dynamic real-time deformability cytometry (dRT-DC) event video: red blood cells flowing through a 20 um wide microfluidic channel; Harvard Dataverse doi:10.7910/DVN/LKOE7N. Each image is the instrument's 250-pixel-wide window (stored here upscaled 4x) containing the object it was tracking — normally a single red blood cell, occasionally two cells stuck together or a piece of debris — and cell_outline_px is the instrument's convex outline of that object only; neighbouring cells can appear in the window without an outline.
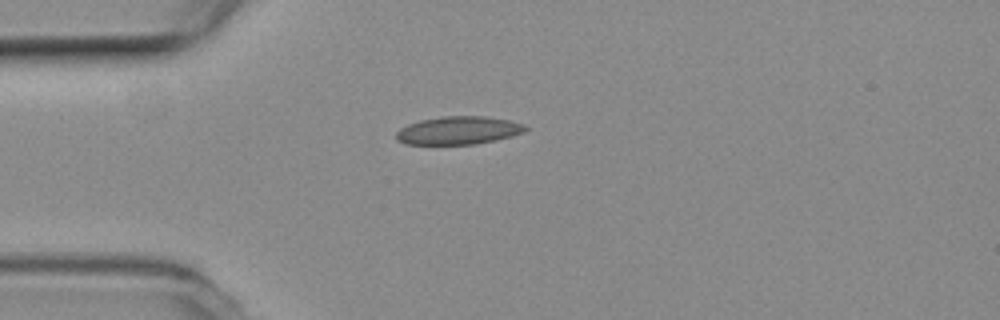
{"species": "common noctule bat (a hibernating species)", "species_latin": "Nyctalus noctula", "temperature_condition": "room temperature", "stored_images_in_passage": 3, "camera_frame_rate_fps": 3000, "um_per_image_px": 0.085, "animal": {"sex": "female", "body_mass_g": 19.3, "forearm_length_mm": 54.1}, "frame": {"image": 1, "passage_image": 1, "time_ms": 0.0, "image_size_px": [1000, 320], "cell_outline_px": [[528, 128], [524, 132], [512, 136], [496, 140], [476, 144], [408, 144], [396, 140], [396, 132], [400, 128], [408, 124], [420, 120], [444, 116], [484, 116], [508, 120], [524, 124]], "centroid_in_image_um": [38.97, 11.08], "position_along_channel_um": 46.0, "area_um2": 21.1}}
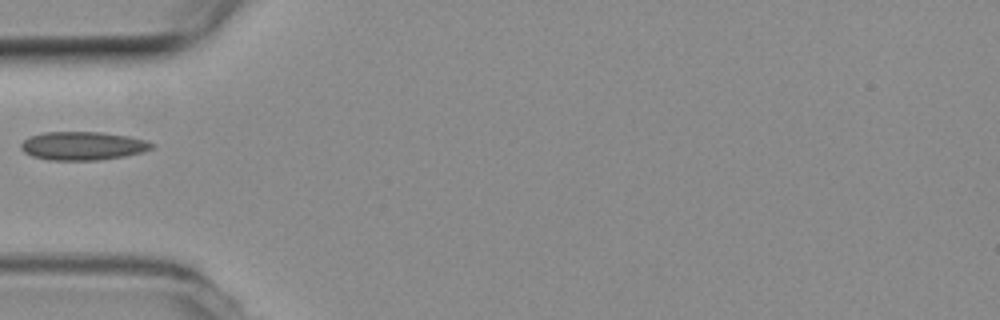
{"frame": {"image": 2, "passage_image": 2, "time_ms": 0.333, "image_size_px": [1000, 320], "cell_outline_px": [[156, 144], [152, 148], [144, 152], [124, 156], [100, 160], [48, 160], [32, 156], [24, 152], [20, 148], [20, 144], [28, 136], [44, 132], [100, 132], [128, 136], [148, 140]], "centroid_in_image_um": [7.05, 12.39], "position_along_channel_um": 78.0, "area_um2": 21.91}}
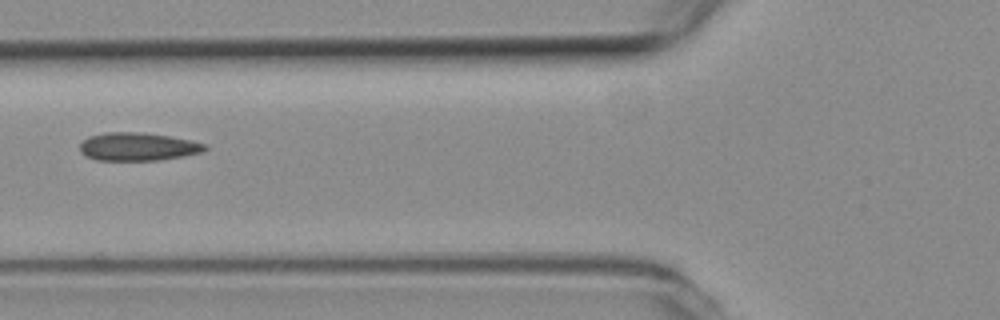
{"frame": {"image": 3, "passage_image": 3, "time_ms": 0.667, "image_size_px": [1000, 320], "cell_outline_px": [[208, 148], [200, 152], [184, 156], [160, 160], [96, 160], [80, 152], [80, 144], [88, 136], [104, 132], [144, 132], [192, 140], [208, 144]], "centroid_in_image_um": [11.73, 12.46], "position_along_channel_um": 114.1, "area_um2": 20.58}}